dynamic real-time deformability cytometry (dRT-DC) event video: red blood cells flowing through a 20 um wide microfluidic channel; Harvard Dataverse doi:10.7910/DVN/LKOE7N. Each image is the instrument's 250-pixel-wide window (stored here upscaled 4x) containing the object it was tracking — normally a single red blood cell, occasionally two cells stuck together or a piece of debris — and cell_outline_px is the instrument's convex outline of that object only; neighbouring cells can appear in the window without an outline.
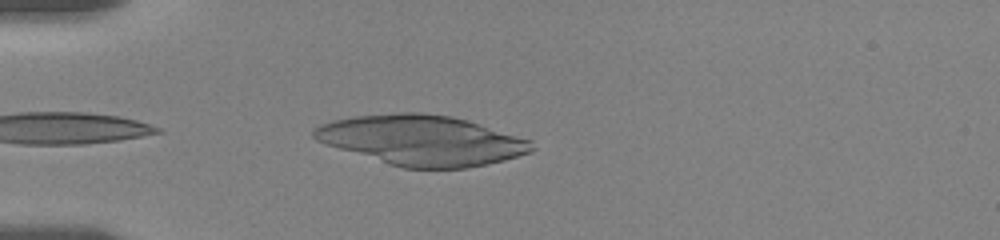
{"species": "human", "species_latin": "Homo sapiens", "temperature_condition": "room temperature", "stored_images_in_passage": 23, "segment_of_instrument_passage": [1, 2], "camera_frame_rate_fps": 3000, "um_per_image_px": 0.085, "donor": {"sex": "female"}, "frame": {"image": 1, "passage_image": 2, "time_ms": 0.333, "image_size_px": [1000, 240], "cell_outline_px": [[536, 148], [532, 152], [504, 160], [488, 164], [468, 168], [404, 168], [340, 148], [316, 140], [312, 136], [312, 132], [320, 124], [332, 120], [352, 116], [400, 112], [420, 112], [452, 116], [468, 120], [532, 140]], "centroid_in_image_um": [35.92, 11.91], "position_along_channel_um": 49.1, "area_um2": 63.29}}